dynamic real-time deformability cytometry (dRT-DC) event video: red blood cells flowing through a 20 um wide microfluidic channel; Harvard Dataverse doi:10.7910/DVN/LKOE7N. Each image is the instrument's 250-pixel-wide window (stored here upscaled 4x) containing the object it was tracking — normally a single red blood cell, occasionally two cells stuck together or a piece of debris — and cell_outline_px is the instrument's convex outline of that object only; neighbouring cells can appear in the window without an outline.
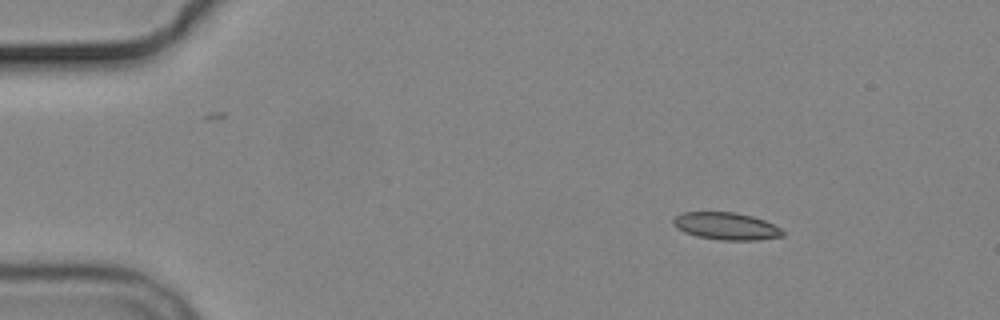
{"species": "common noctule bat (a hibernating species)", "species_latin": "Nyctalus noctula", "temperature_condition": "cold", "stored_images_in_passage": 7, "camera_frame_rate_fps": 3000, "um_per_image_px": 0.085, "animal": {"sex": "male", "body_mass_g": 19.2, "forearm_length_mm": 51.8}, "frame": {"image": 1, "passage_image": 1, "time_ms": 0.0, "image_size_px": [1000, 320], "cell_outline_px": [[784, 236], [760, 240], [720, 240], [696, 236], [684, 232], [676, 228], [672, 224], [672, 220], [676, 216], [684, 212], [736, 212], [752, 216], [764, 220], [780, 228], [784, 232]], "centroid_in_image_um": [61.72, 19.22], "position_along_channel_um": 23.3, "area_um2": 17.51}}
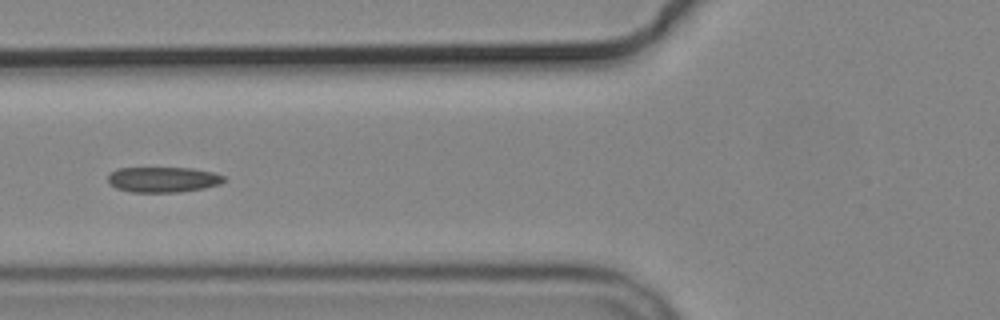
{"frame": {"image": 2, "passage_image": 5, "time_ms": 4.667, "image_size_px": [1000, 320], "cell_outline_px": [[224, 180], [220, 184], [204, 188], [180, 192], [132, 192], [116, 188], [108, 180], [108, 176], [112, 172], [120, 168], [192, 168], [212, 172], [224, 176]], "centroid_in_image_um": [13.88, 15.26], "position_along_channel_um": 111.9, "area_um2": 16.99}}
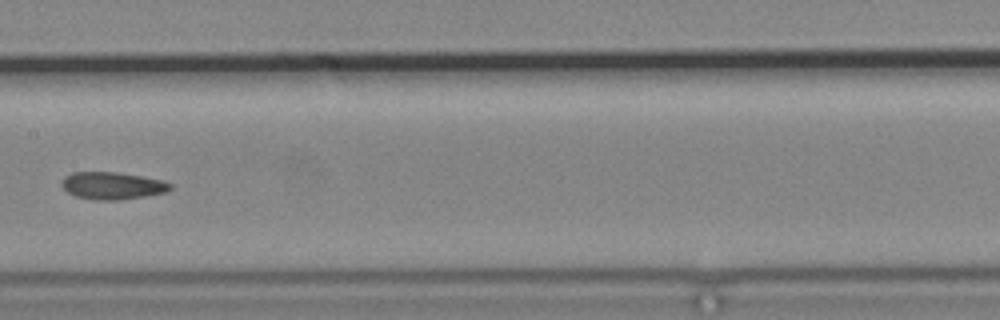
{"frame": {"image": 3, "passage_image": 7, "time_ms": 7.0, "image_size_px": [1000, 320], "cell_outline_px": [[172, 188], [164, 192], [144, 196], [120, 200], [92, 200], [76, 196], [68, 192], [60, 184], [64, 176], [72, 172], [116, 172], [140, 176], [160, 180], [172, 184]], "centroid_in_image_um": [9.5, 15.78], "position_along_channel_um": 197.9, "area_um2": 17.17}}